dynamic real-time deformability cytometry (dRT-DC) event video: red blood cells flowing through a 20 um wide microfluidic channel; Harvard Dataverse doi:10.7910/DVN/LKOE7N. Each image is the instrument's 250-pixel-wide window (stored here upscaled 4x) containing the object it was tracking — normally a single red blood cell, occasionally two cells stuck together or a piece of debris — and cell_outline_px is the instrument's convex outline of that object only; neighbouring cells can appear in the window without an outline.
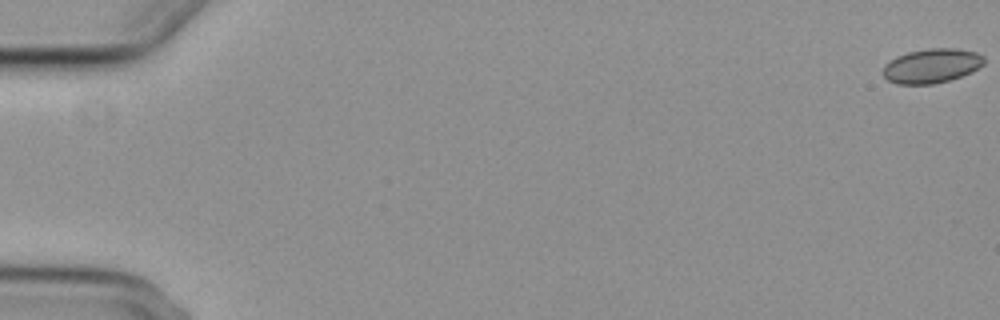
{"species": "common noctule bat (a hibernating species)", "species_latin": "Nyctalus noctula", "temperature_condition": "cold", "stored_images_in_passage": 4, "camera_frame_rate_fps": 3000, "um_per_image_px": 0.085, "animal": {"sex": "female", "body_mass_g": 29.2, "forearm_length_mm": 56.3}, "frame": {"image": 1, "passage_image": 1, "time_ms": 0.0, "image_size_px": [1000, 320], "cell_outline_px": [[984, 64], [972, 72], [948, 80], [932, 84], [896, 84], [888, 80], [884, 76], [884, 64], [896, 56], [908, 52], [928, 48], [956, 48], [976, 52], [984, 56]], "centroid_in_image_um": [79.19, 5.58], "position_along_channel_um": 5.8, "area_um2": 20.23}}